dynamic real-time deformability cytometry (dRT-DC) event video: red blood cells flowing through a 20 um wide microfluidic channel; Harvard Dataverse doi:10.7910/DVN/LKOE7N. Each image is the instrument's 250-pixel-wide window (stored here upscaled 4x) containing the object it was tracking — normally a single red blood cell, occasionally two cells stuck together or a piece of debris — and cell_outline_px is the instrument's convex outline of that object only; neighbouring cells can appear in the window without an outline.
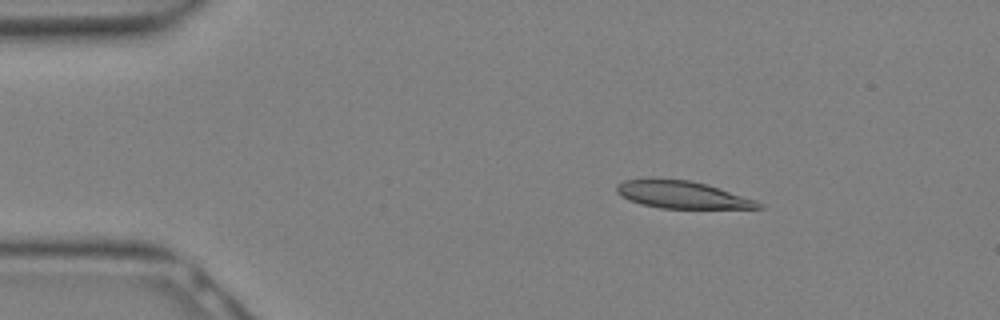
{"species": "Egyptian fruit bat (a non-hibernating species)", "species_latin": "Rousettus aegyptiacus", "temperature_condition": "warm", "stored_images_in_passage": 11, "camera_frame_rate_fps": 3000, "um_per_image_px": 0.085, "animal": {"sex": "female"}, "frame": {"image": 1, "passage_image": 5, "time_ms": 1.333, "image_size_px": [1000, 320], "cell_outline_px": [[764, 208], [660, 208], [640, 204], [628, 200], [620, 196], [616, 192], [616, 184], [624, 180], [688, 180], [704, 184], [756, 200], [764, 204]], "centroid_in_image_um": [57.96, 16.58], "position_along_channel_um": 27.0, "area_um2": 22.02}}
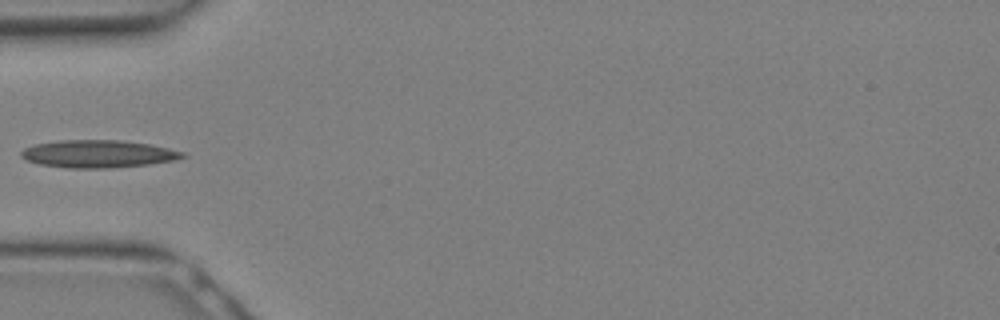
{"frame": {"image": 2, "passage_image": 10, "time_ms": 3.0, "image_size_px": [1000, 320], "cell_outline_px": [[188, 156], [172, 160], [148, 164], [108, 168], [68, 168], [40, 164], [28, 160], [20, 156], [20, 152], [24, 148], [36, 144], [60, 140], [124, 140], [148, 144], [168, 148], [184, 152]], "centroid_in_image_um": [8.33, 13.07], "position_along_channel_um": 76.7, "area_um2": 25.78}}